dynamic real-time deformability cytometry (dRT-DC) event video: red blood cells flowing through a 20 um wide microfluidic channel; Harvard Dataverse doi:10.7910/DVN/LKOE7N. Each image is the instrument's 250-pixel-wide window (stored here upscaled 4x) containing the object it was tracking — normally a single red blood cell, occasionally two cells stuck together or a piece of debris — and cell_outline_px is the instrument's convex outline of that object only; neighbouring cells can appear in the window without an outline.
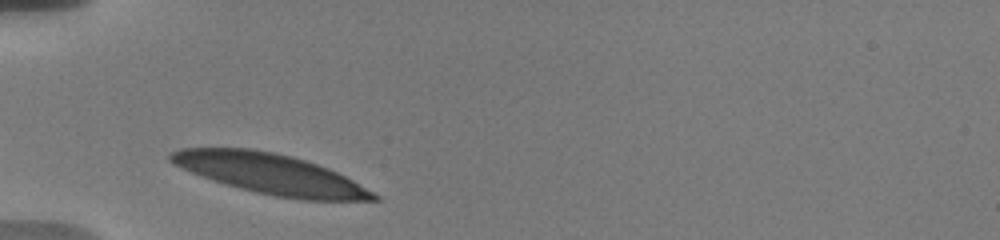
{"species": "human", "species_latin": "Homo sapiens", "temperature_condition": "warm", "stored_images_in_passage": 24, "camera_frame_rate_fps": 3000, "um_per_image_px": 0.085, "donor": {"sex": "male"}, "frame": {"image": 1, "passage_image": 1, "time_ms": 0.0, "image_size_px": [1000, 240], "cell_outline_px": [[380, 200], [304, 200], [276, 196], [256, 192], [240, 188], [200, 176], [172, 164], [168, 160], [168, 156], [172, 152], [180, 148], [252, 148], [292, 156], [328, 168], [352, 180], [380, 196]], "centroid_in_image_um": [22.95, 14.77], "position_along_channel_um": 62.1, "area_um2": 47.16}}
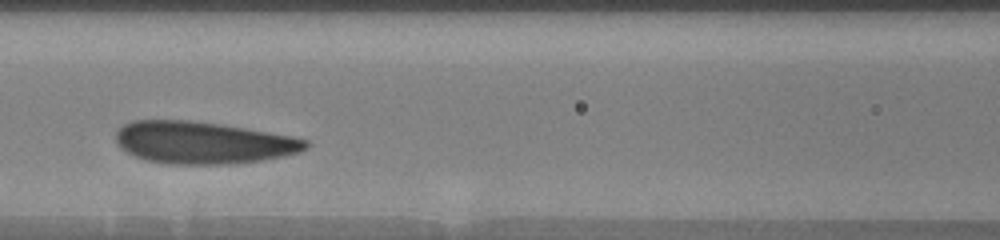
{"frame": {"image": 2, "passage_image": 8, "time_ms": 2.667, "image_size_px": [1000, 240], "cell_outline_px": [[308, 148], [300, 152], [284, 156], [236, 164], [168, 164], [144, 160], [120, 148], [116, 144], [116, 132], [124, 124], [132, 120], [188, 120], [220, 124], [292, 136], [308, 140]], "centroid_in_image_um": [17.24, 12.13], "position_along_channel_um": 149.4, "area_um2": 46.76}}
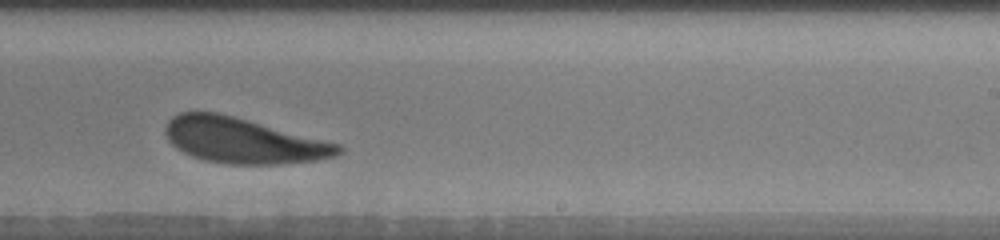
{"frame": {"image": 3, "passage_image": 16, "time_ms": 6.0, "image_size_px": [1000, 240], "cell_outline_px": [[344, 148], [336, 156], [316, 160], [280, 164], [228, 164], [204, 160], [192, 156], [176, 148], [168, 140], [164, 132], [164, 128], [168, 120], [172, 116], [180, 112], [220, 112], [340, 144]], "centroid_in_image_um": [20.64, 11.94], "position_along_channel_um": 268.4, "area_um2": 45.84}, "authors_computed_cell_mechanics": {"area_um2": 46.7891, "velocity_mm_per_s": 3.5933, "shape_relaxation_time_tau1_ms": 3.1241, "shape_relaxation_time_tau2_ms": 1.2016, "deformation_change_tau1": 0.1177, "deformation_change_tau2": 0.0715}}